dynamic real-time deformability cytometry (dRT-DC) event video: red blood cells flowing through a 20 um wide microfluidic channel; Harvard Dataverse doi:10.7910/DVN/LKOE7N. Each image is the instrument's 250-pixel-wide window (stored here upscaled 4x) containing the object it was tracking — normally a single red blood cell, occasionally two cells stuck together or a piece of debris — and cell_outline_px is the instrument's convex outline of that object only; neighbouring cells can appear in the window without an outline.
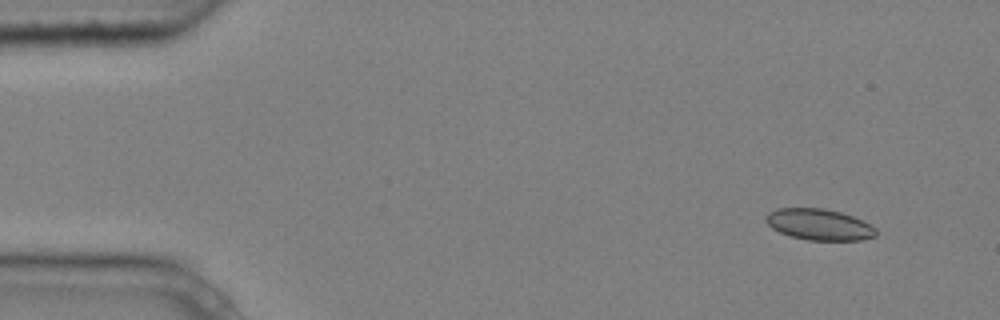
{"species": "common noctule bat (a hibernating species)", "species_latin": "Nyctalus noctula", "temperature_condition": "cold", "stored_images_in_passage": 4, "camera_frame_rate_fps": 3000, "um_per_image_px": 0.085, "animal": {"sex": "male", "body_mass_g": 20.4}, "frame": {"image": 1, "passage_image": 1, "time_ms": 0.0, "image_size_px": [1000, 320], "cell_outline_px": [[876, 236], [860, 240], [808, 240], [792, 236], [780, 232], [772, 228], [764, 220], [764, 216], [768, 212], [776, 208], [824, 208], [840, 212], [852, 216], [876, 228]], "centroid_in_image_um": [69.58, 19.07], "position_along_channel_um": 15.4, "area_um2": 19.94}}
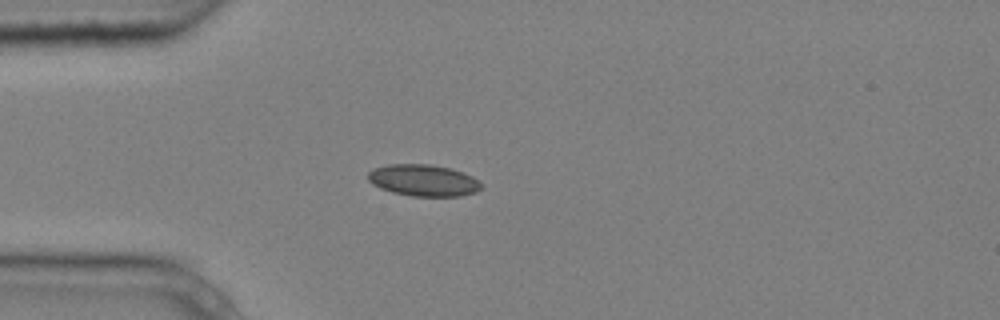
{"frame": {"image": 2, "passage_image": 4, "time_ms": 1.0, "image_size_px": [1000, 320], "cell_outline_px": [[480, 188], [476, 192], [460, 196], [412, 196], [392, 192], [380, 188], [372, 184], [368, 180], [368, 172], [372, 168], [388, 164], [428, 164], [448, 168], [472, 176], [480, 184]], "centroid_in_image_um": [35.92, 15.33], "position_along_channel_um": 49.1, "area_um2": 20.69}}